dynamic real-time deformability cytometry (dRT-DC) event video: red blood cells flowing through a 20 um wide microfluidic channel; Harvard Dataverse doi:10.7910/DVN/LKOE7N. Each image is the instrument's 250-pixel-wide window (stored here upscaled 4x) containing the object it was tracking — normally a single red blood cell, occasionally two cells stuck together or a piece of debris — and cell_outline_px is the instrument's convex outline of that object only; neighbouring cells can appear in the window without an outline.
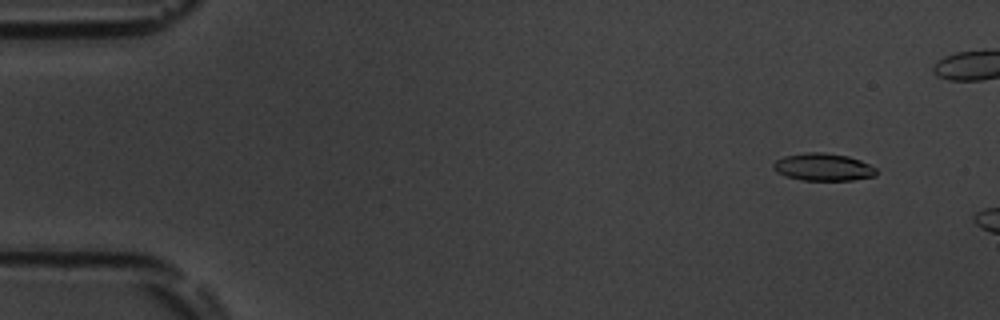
{"species": "common noctule bat (a hibernating species)", "species_latin": "Nyctalus noctula", "temperature_condition": "room temperature", "stored_images_in_passage": 11, "camera_frame_rate_fps": 3000, "um_per_image_px": 0.085, "animal": {"sex": "male", "body_mass_g": 19.5, "forearm_length_mm": 54.6}, "frame": {"image": 1, "passage_image": 5, "time_ms": 1.333, "image_size_px": [1000, 320], "cell_outline_px": [[876, 176], [852, 180], [800, 180], [776, 172], [772, 168], [772, 164], [776, 160], [784, 156], [808, 152], [824, 152], [848, 156], [860, 160], [876, 168]], "centroid_in_image_um": [69.96, 14.2], "position_along_channel_um": 15.0, "area_um2": 16.47}}